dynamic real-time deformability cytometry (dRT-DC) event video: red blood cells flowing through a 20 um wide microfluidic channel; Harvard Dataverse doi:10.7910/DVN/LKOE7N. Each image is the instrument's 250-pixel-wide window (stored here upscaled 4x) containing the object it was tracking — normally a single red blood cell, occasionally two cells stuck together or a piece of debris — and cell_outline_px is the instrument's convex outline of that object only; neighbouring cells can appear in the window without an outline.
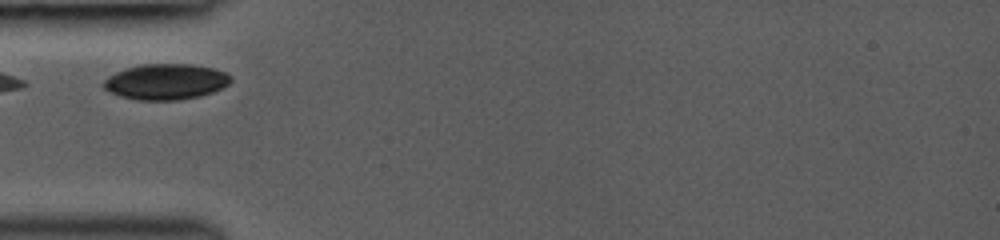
{"species": "common noctule bat (a hibernating species)", "species_latin": "Nyctalus noctula", "temperature_condition": "room temperature", "stored_images_in_passage": 8, "camera_frame_rate_fps": 3000, "um_per_image_px": 0.085, "animal": {"sex": "female", "body_mass_g": 19.0, "forearm_length_mm": 53.3}, "frame": {"image": 1, "passage_image": 1, "time_ms": 0.0, "image_size_px": [1000, 240], "cell_outline_px": [[232, 80], [228, 84], [212, 92], [200, 96], [180, 100], [136, 100], [120, 96], [104, 88], [100, 84], [108, 76], [116, 72], [140, 64], [192, 64], [212, 68], [224, 72], [232, 76]], "centroid_in_image_um": [14.08, 6.95], "position_along_channel_um": 70.9, "area_um2": 26.47}}